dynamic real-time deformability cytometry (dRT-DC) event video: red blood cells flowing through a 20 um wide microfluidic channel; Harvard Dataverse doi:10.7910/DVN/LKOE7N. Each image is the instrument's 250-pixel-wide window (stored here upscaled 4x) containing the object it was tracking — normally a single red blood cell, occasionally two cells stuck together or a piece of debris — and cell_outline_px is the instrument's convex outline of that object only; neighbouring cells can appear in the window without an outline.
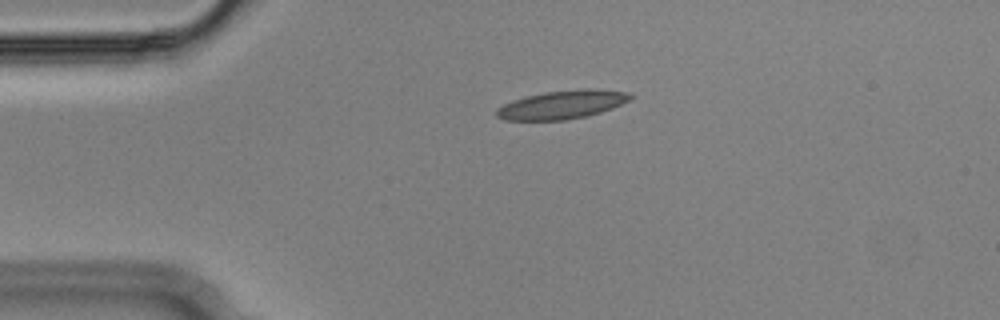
{"species": "Egyptian fruit bat (a non-hibernating species)", "species_latin": "Rousettus aegyptiacus", "temperature_condition": "cold", "stored_images_in_passage": 44, "camera_frame_rate_fps": 3000, "um_per_image_px": 0.085, "animal": {"sex": "male"}, "frame": {"image": 1, "passage_image": 1, "time_ms": 0.0, "image_size_px": [1000, 320], "cell_outline_px": [[636, 96], [612, 108], [588, 116], [564, 120], [504, 120], [496, 116], [496, 108], [512, 100], [524, 96], [544, 92], [584, 88], [588, 88], [628, 92]], "centroid_in_image_um": [47.76, 8.89], "position_along_channel_um": 37.2, "area_um2": 22.31}}
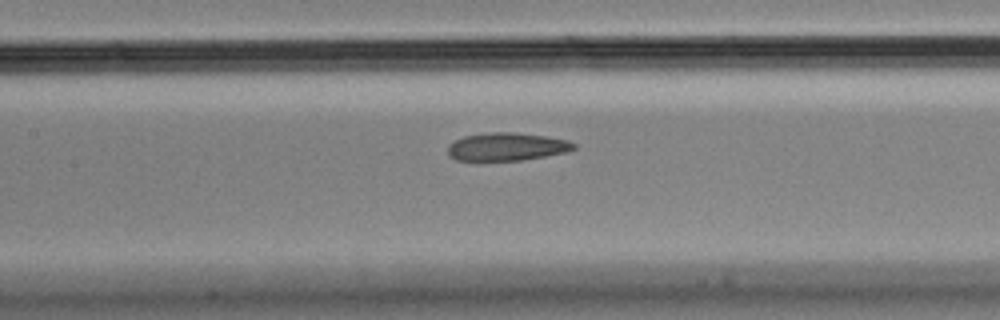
{"frame": {"image": 2, "passage_image": 14, "time_ms": 4.333, "image_size_px": [1000, 320], "cell_outline_px": [[576, 148], [568, 152], [520, 160], [456, 160], [448, 156], [448, 144], [464, 136], [492, 132], [512, 132], [544, 136], [568, 140], [576, 144]], "centroid_in_image_um": [43.08, 12.47], "position_along_channel_um": 164.3, "area_um2": 20.4}}
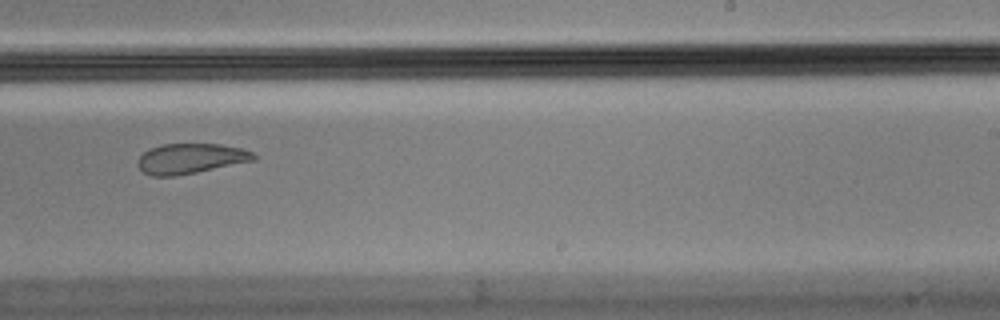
{"frame": {"image": 3, "passage_image": 23, "time_ms": 7.333, "image_size_px": [1000, 320], "cell_outline_px": [[256, 160], [176, 176], [152, 176], [144, 172], [136, 164], [140, 156], [144, 152], [160, 144], [220, 144], [244, 148], [252, 152], [256, 156]], "centroid_in_image_um": [16.21, 13.47], "position_along_channel_um": 272.8, "area_um2": 20.35}, "authors_computed_cell_mechanics": {"area_um2": 22.3975, "velocity_mm_per_s": 3.6316, "shape_relaxation_time_tau1_ms": null, "shape_relaxation_time_tau2_ms": 1.3871, "deformation_change_tau1": null, "deformation_change_tau2": 0.0779}}